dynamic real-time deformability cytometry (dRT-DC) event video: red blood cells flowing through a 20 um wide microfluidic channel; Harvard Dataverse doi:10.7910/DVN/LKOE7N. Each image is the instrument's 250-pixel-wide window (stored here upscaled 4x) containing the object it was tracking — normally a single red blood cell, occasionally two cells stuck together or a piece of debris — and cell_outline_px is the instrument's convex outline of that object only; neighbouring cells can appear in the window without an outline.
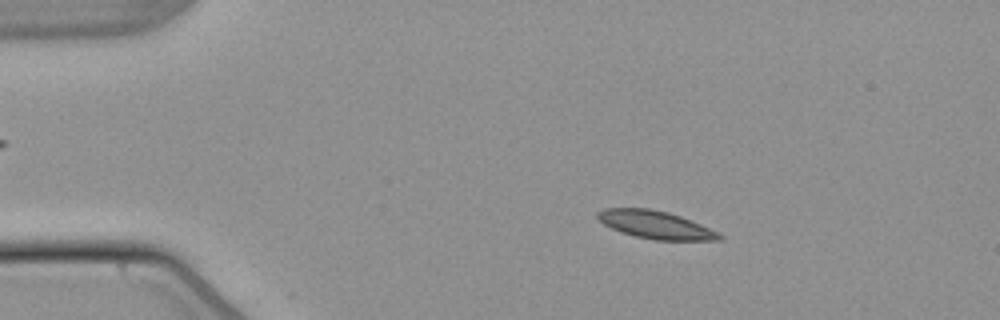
{"species": "common noctule bat (a hibernating species)", "species_latin": "Nyctalus noctula", "temperature_condition": "warm", "stored_images_in_passage": 53, "camera_frame_rate_fps": 3000, "um_per_image_px": 0.085, "animal": {"sex": "male", "body_mass_g": 21.5, "forearm_length_mm": 52.0}, "frame": {"image": 1, "passage_image": 9, "time_ms": 2.667, "image_size_px": [1000, 320], "cell_outline_px": [[724, 240], [656, 240], [636, 236], [620, 232], [604, 224], [596, 216], [596, 212], [604, 208], [648, 208], [668, 212], [680, 216], [720, 232], [724, 236]], "centroid_in_image_um": [55.74, 19.11], "position_along_channel_um": 29.3, "area_um2": 19.77}}
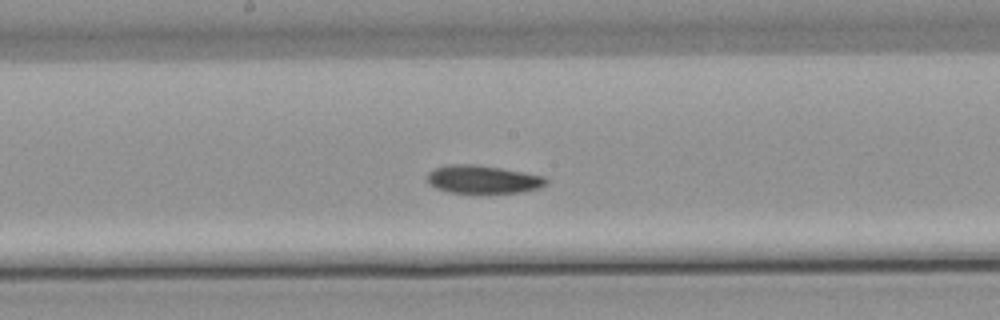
{"frame": {"image": 2, "passage_image": 28, "time_ms": 9.0, "image_size_px": [1000, 320], "cell_outline_px": [[548, 184], [540, 188], [520, 192], [480, 196], [448, 192], [436, 188], [428, 180], [428, 172], [436, 168], [448, 164], [476, 164], [524, 172], [544, 176], [548, 180]], "centroid_in_image_um": [41.08, 15.29], "position_along_channel_um": 207.1, "area_um2": 20.29}}
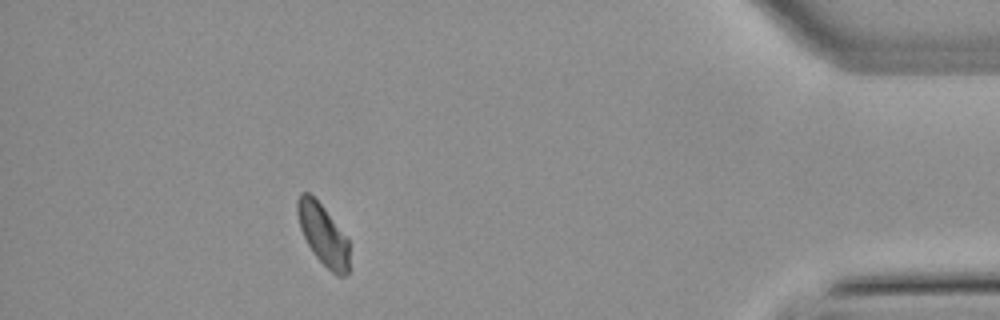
{"frame": {"image": 3, "passage_image": 48, "time_ms": 15.667, "image_size_px": [1000, 320], "cell_outline_px": [[348, 272], [344, 276], [336, 276], [312, 252], [300, 228], [296, 212], [296, 200], [300, 192], [308, 192], [324, 208], [348, 240]], "centroid_in_image_um": [27.42, 19.92], "position_along_channel_um": 407.8, "area_um2": 18.09}}